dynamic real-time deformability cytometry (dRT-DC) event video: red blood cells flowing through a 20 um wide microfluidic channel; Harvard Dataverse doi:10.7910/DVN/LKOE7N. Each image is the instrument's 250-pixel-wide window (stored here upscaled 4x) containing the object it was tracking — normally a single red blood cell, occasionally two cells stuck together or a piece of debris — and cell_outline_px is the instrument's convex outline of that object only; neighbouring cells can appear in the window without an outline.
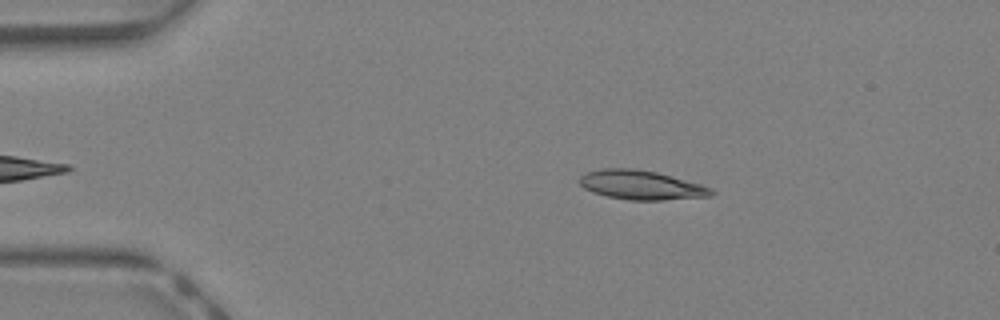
{"species": "Egyptian fruit bat (a non-hibernating species)", "species_latin": "Rousettus aegyptiacus", "temperature_condition": "warm", "stored_images_in_passage": 34, "camera_frame_rate_fps": 3000, "um_per_image_px": 0.085, "animal": {"sex": "female"}, "frame": {"image": 1, "passage_image": 3, "time_ms": 0.667, "image_size_px": [1000, 320], "cell_outline_px": [[716, 192], [712, 196], [660, 200], [628, 200], [608, 196], [592, 192], [584, 188], [580, 184], [580, 176], [584, 172], [604, 168], [632, 168], [656, 172], [700, 184], [712, 188]], "centroid_in_image_um": [54.49, 15.72], "position_along_channel_um": 30.5, "area_um2": 22.37}}
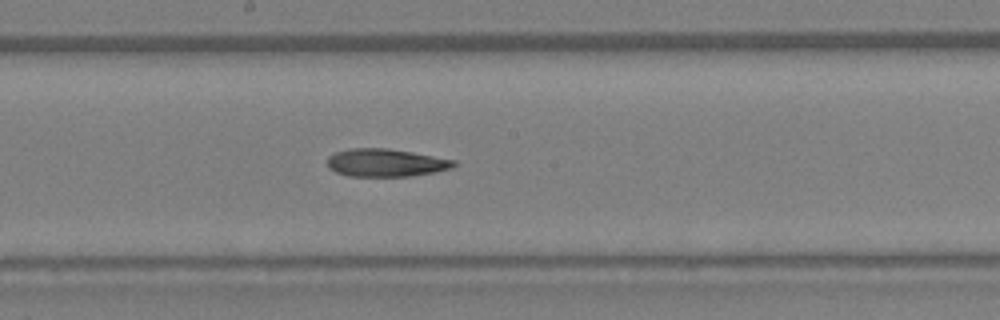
{"frame": {"image": 2, "passage_image": 18, "time_ms": 5.667, "image_size_px": [1000, 320], "cell_outline_px": [[456, 164], [452, 168], [436, 172], [412, 176], [348, 176], [336, 172], [328, 168], [328, 156], [336, 152], [348, 148], [388, 148], [412, 152], [456, 160]], "centroid_in_image_um": [32.79, 13.83], "position_along_channel_um": 215.4, "area_um2": 20.63}}
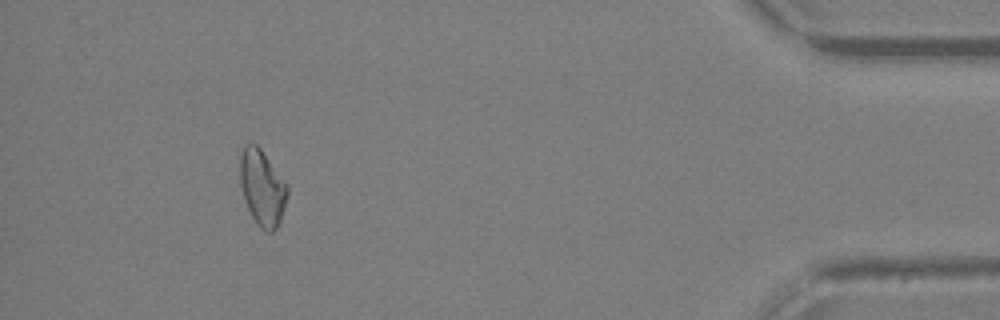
{"frame": {"image": 3, "passage_image": 34, "time_ms": 11.0, "image_size_px": [1000, 320], "cell_outline_px": [[288, 196], [280, 220], [276, 228], [272, 232], [268, 232], [260, 228], [256, 224], [248, 208], [240, 184], [240, 156], [244, 144], [256, 144], [260, 148], [288, 184]], "centroid_in_image_um": [22.3, 15.95], "position_along_channel_um": 412.9, "area_um2": 20.87}}